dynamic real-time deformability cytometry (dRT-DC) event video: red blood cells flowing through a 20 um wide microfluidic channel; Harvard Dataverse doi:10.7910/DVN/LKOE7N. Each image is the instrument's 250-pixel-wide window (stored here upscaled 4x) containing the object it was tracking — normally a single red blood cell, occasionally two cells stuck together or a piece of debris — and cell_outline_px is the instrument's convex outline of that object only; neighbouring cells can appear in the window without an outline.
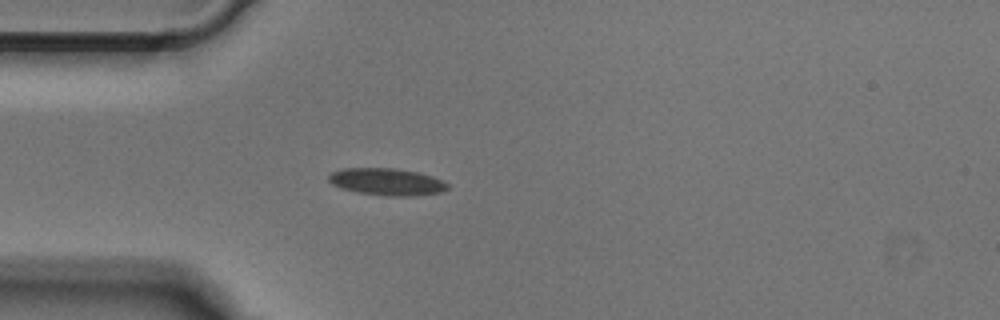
{"species": "Egyptian fruit bat (a non-hibernating species)", "species_latin": "Rousettus aegyptiacus", "temperature_condition": "cold", "stored_images_in_passage": 37, "camera_frame_rate_fps": 3000, "um_per_image_px": 0.085, "animal": {"sex": "male"}, "frame": {"image": 1, "passage_image": 1, "time_ms": 0.0, "image_size_px": [1000, 320], "cell_outline_px": [[448, 188], [440, 192], [408, 196], [388, 196], [360, 192], [344, 188], [332, 184], [328, 180], [328, 176], [332, 172], [344, 168], [392, 168], [420, 172], [432, 176], [448, 184]], "centroid_in_image_um": [32.88, 15.44], "position_along_channel_um": 52.1, "area_um2": 18.44}}
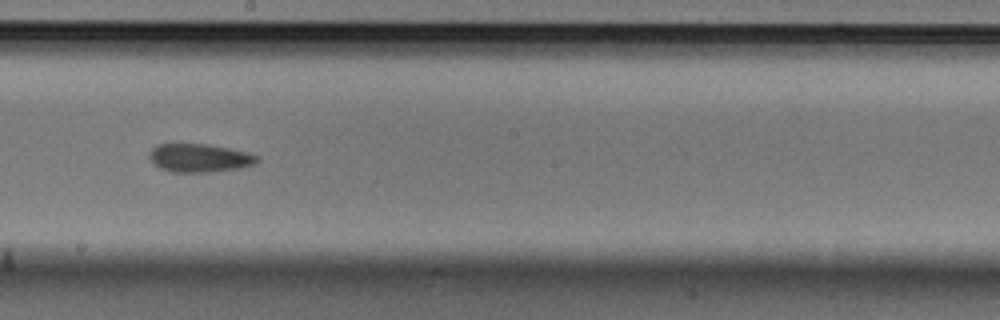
{"frame": {"image": 2, "passage_image": 15, "time_ms": 4.667, "image_size_px": [1000, 320], "cell_outline_px": [[260, 160], [256, 164], [240, 168], [208, 172], [172, 172], [160, 168], [148, 156], [148, 152], [156, 144], [208, 144], [248, 152], [260, 156]], "centroid_in_image_um": [16.99, 13.42], "position_along_channel_um": 231.2, "area_um2": 17.92}}
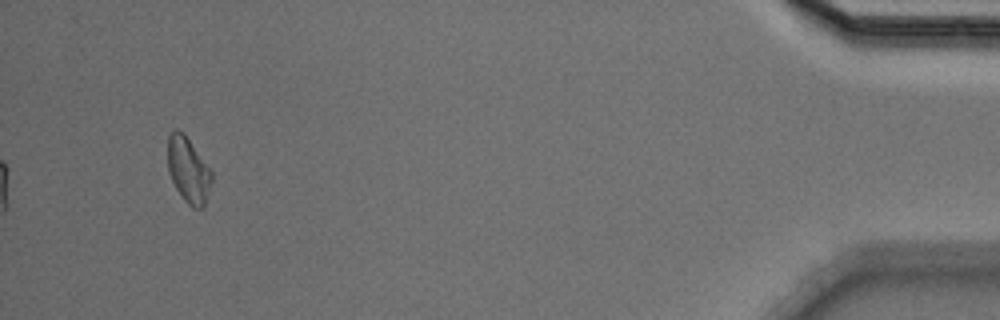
{"frame": {"image": 3, "passage_image": 35, "time_ms": 11.333, "image_size_px": [1000, 320], "cell_outline_px": [[212, 180], [204, 208], [192, 208], [184, 200], [176, 188], [168, 172], [168, 136], [176, 128], [184, 132], [212, 172]], "centroid_in_image_um": [16.0, 14.45], "position_along_channel_um": 419.2, "area_um2": 16.76}}